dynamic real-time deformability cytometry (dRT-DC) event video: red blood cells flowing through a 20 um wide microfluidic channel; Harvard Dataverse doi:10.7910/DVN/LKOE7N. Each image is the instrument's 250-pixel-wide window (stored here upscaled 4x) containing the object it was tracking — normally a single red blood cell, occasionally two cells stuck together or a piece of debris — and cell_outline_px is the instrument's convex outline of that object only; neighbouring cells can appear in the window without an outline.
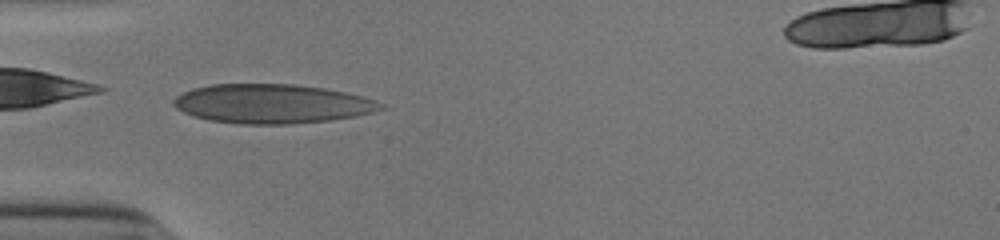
{"species": "human", "species_latin": "Homo sapiens", "temperature_condition": "cold", "stored_images_in_passage": 31, "camera_frame_rate_fps": 3000, "um_per_image_px": 0.085, "donor": {"sex": "male"}, "frame": {"image": 1, "passage_image": 1, "time_ms": 0.0, "image_size_px": [1000, 240], "cell_outline_px": [[392, 108], [332, 120], [292, 124], [236, 124], [208, 120], [184, 112], [176, 108], [172, 104], [172, 100], [176, 96], [184, 92], [196, 88], [212, 84], [292, 84], [324, 88], [364, 96], [376, 100]], "centroid_in_image_um": [23.17, 8.83], "position_along_channel_um": 61.8, "area_um2": 47.51}}
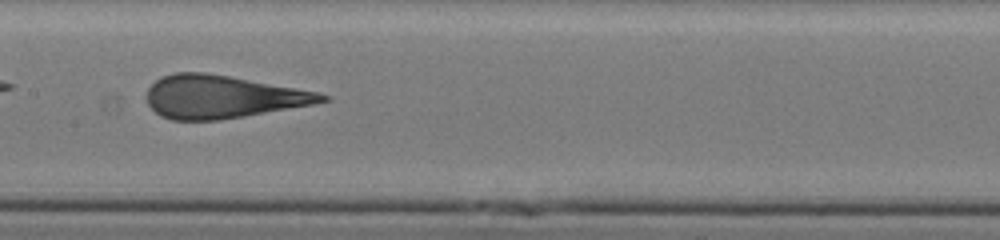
{"frame": {"image": 2, "passage_image": 11, "time_ms": 3.333, "image_size_px": [1000, 240], "cell_outline_px": [[332, 96], [328, 100], [316, 104], [220, 120], [172, 120], [160, 116], [148, 104], [148, 88], [160, 76], [176, 72], [204, 72], [228, 76], [316, 92]], "centroid_in_image_um": [18.88, 8.23], "position_along_channel_um": 188.5, "area_um2": 43.41}}
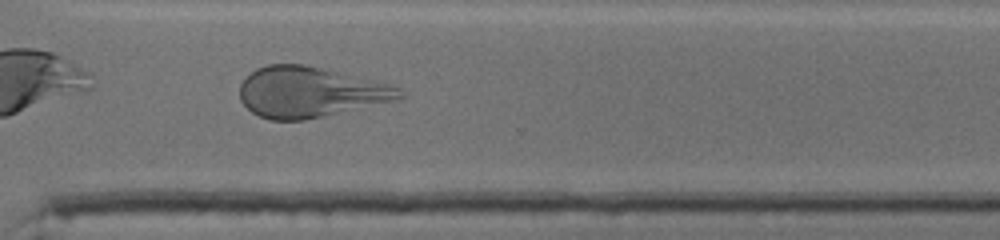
{"frame": {"image": 3, "passage_image": 23, "time_ms": 7.333, "image_size_px": [1000, 240], "cell_outline_px": [[404, 96], [392, 100], [324, 116], [304, 120], [272, 120], [260, 116], [252, 112], [240, 100], [240, 84], [256, 68], [268, 64], [304, 64], [380, 80], [400, 88], [404, 92]], "centroid_in_image_um": [26.35, 7.81], "position_along_channel_um": 344.2, "area_um2": 46.93}, "authors_computed_cell_mechanics": {"area_um2": 44.795, "velocity_mm_per_s": 3.899, "shape_relaxation_time_tau1_ms": 6.4076, "shape_relaxation_time_tau2_ms": null, "deformation_change_tau1": 0.2158, "deformation_change_tau2": null}}